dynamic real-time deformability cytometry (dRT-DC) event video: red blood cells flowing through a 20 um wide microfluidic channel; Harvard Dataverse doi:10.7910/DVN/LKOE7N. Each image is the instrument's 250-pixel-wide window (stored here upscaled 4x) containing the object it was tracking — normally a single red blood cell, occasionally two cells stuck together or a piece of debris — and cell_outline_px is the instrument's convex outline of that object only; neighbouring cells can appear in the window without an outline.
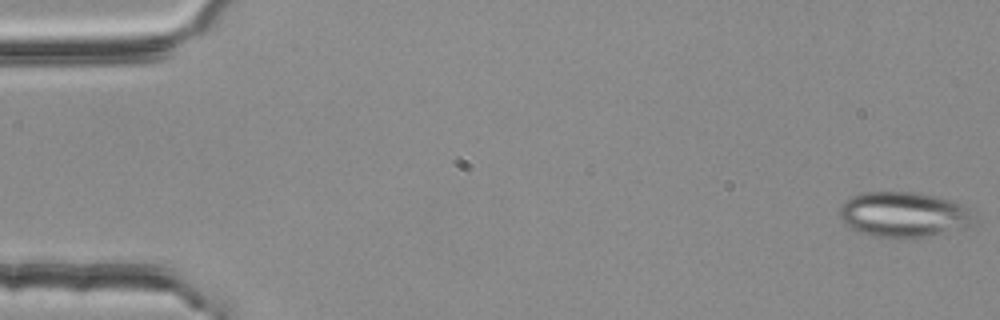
{"species": "common noctule bat (a hibernating species)", "species_latin": "Nyctalus noctula", "temperature_condition": "room temperature", "stored_images_in_passage": 54, "segment_of_instrument_passage": [1, 2], "camera_frame_rate_fps": 3000, "um_per_image_px": 0.085, "animal": {"sex": "female", "body_mass_g": 25.1}, "frame": {"image": 1, "passage_image": 1, "time_ms": 0.0, "image_size_px": [1000, 320], "cell_outline_px": [[976, 224], [968, 228], [932, 236], [908, 240], [904, 240], [868, 236], [844, 224], [840, 220], [836, 212], [840, 204], [844, 200], [860, 192], [920, 192], [936, 196], [960, 204], [976, 212]], "centroid_in_image_um": [76.83, 18.27], "position_along_channel_um": 8.2, "area_um2": 37.17}}